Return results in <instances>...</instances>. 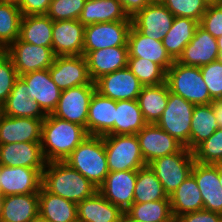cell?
Returning a JSON list of instances; mask_svg holds the SVG:
<instances>
[{"mask_svg":"<svg viewBox=\"0 0 222 222\" xmlns=\"http://www.w3.org/2000/svg\"><path fill=\"white\" fill-rule=\"evenodd\" d=\"M87 136L83 126L47 114L41 133L45 161H64Z\"/></svg>","mask_w":222,"mask_h":222,"instance_id":"obj_1","label":"cell"},{"mask_svg":"<svg viewBox=\"0 0 222 222\" xmlns=\"http://www.w3.org/2000/svg\"><path fill=\"white\" fill-rule=\"evenodd\" d=\"M42 187L76 204L98 191L95 185L64 161L46 163L42 172Z\"/></svg>","mask_w":222,"mask_h":222,"instance_id":"obj_2","label":"cell"},{"mask_svg":"<svg viewBox=\"0 0 222 222\" xmlns=\"http://www.w3.org/2000/svg\"><path fill=\"white\" fill-rule=\"evenodd\" d=\"M64 162L99 188L109 173L103 136L88 135Z\"/></svg>","mask_w":222,"mask_h":222,"instance_id":"obj_3","label":"cell"},{"mask_svg":"<svg viewBox=\"0 0 222 222\" xmlns=\"http://www.w3.org/2000/svg\"><path fill=\"white\" fill-rule=\"evenodd\" d=\"M166 83L170 92L181 96L194 105L214 102L203 80L200 67L186 66L174 61L166 71Z\"/></svg>","mask_w":222,"mask_h":222,"instance_id":"obj_4","label":"cell"},{"mask_svg":"<svg viewBox=\"0 0 222 222\" xmlns=\"http://www.w3.org/2000/svg\"><path fill=\"white\" fill-rule=\"evenodd\" d=\"M103 140L109 171L138 170L146 166L136 134L104 135Z\"/></svg>","mask_w":222,"mask_h":222,"instance_id":"obj_5","label":"cell"},{"mask_svg":"<svg viewBox=\"0 0 222 222\" xmlns=\"http://www.w3.org/2000/svg\"><path fill=\"white\" fill-rule=\"evenodd\" d=\"M194 162L193 152L183 147L179 152L156 158L148 165L169 197L191 174Z\"/></svg>","mask_w":222,"mask_h":222,"instance_id":"obj_6","label":"cell"},{"mask_svg":"<svg viewBox=\"0 0 222 222\" xmlns=\"http://www.w3.org/2000/svg\"><path fill=\"white\" fill-rule=\"evenodd\" d=\"M195 105L169 91L166 109L157 125L190 151V130Z\"/></svg>","mask_w":222,"mask_h":222,"instance_id":"obj_7","label":"cell"},{"mask_svg":"<svg viewBox=\"0 0 222 222\" xmlns=\"http://www.w3.org/2000/svg\"><path fill=\"white\" fill-rule=\"evenodd\" d=\"M132 20L101 22L85 26L83 55L94 50L127 46Z\"/></svg>","mask_w":222,"mask_h":222,"instance_id":"obj_8","label":"cell"},{"mask_svg":"<svg viewBox=\"0 0 222 222\" xmlns=\"http://www.w3.org/2000/svg\"><path fill=\"white\" fill-rule=\"evenodd\" d=\"M4 52L11 58L18 76L23 74L49 69L55 60L52 47L37 46L19 38L11 43Z\"/></svg>","mask_w":222,"mask_h":222,"instance_id":"obj_9","label":"cell"},{"mask_svg":"<svg viewBox=\"0 0 222 222\" xmlns=\"http://www.w3.org/2000/svg\"><path fill=\"white\" fill-rule=\"evenodd\" d=\"M96 85H80L61 91L52 115L83 126L87 132L88 109Z\"/></svg>","mask_w":222,"mask_h":222,"instance_id":"obj_10","label":"cell"},{"mask_svg":"<svg viewBox=\"0 0 222 222\" xmlns=\"http://www.w3.org/2000/svg\"><path fill=\"white\" fill-rule=\"evenodd\" d=\"M48 70L61 91L80 85H95L90 78L84 55L56 56Z\"/></svg>","mask_w":222,"mask_h":222,"instance_id":"obj_11","label":"cell"},{"mask_svg":"<svg viewBox=\"0 0 222 222\" xmlns=\"http://www.w3.org/2000/svg\"><path fill=\"white\" fill-rule=\"evenodd\" d=\"M44 168L8 167L0 165V197L39 193Z\"/></svg>","mask_w":222,"mask_h":222,"instance_id":"obj_12","label":"cell"},{"mask_svg":"<svg viewBox=\"0 0 222 222\" xmlns=\"http://www.w3.org/2000/svg\"><path fill=\"white\" fill-rule=\"evenodd\" d=\"M136 136L146 165L156 158L177 153L184 147L157 124L147 123Z\"/></svg>","mask_w":222,"mask_h":222,"instance_id":"obj_13","label":"cell"},{"mask_svg":"<svg viewBox=\"0 0 222 222\" xmlns=\"http://www.w3.org/2000/svg\"><path fill=\"white\" fill-rule=\"evenodd\" d=\"M96 91L112 100H137L143 85L126 67L101 76L95 81Z\"/></svg>","mask_w":222,"mask_h":222,"instance_id":"obj_14","label":"cell"},{"mask_svg":"<svg viewBox=\"0 0 222 222\" xmlns=\"http://www.w3.org/2000/svg\"><path fill=\"white\" fill-rule=\"evenodd\" d=\"M174 17L161 2H152L138 11L131 19L132 25L142 35L162 41L170 30Z\"/></svg>","mask_w":222,"mask_h":222,"instance_id":"obj_15","label":"cell"},{"mask_svg":"<svg viewBox=\"0 0 222 222\" xmlns=\"http://www.w3.org/2000/svg\"><path fill=\"white\" fill-rule=\"evenodd\" d=\"M136 180L137 170L109 171L98 192L125 212L133 204Z\"/></svg>","mask_w":222,"mask_h":222,"instance_id":"obj_16","label":"cell"},{"mask_svg":"<svg viewBox=\"0 0 222 222\" xmlns=\"http://www.w3.org/2000/svg\"><path fill=\"white\" fill-rule=\"evenodd\" d=\"M26 83V90L42 111L52 114L60 99L61 90L53 82L48 69L32 71L20 76Z\"/></svg>","mask_w":222,"mask_h":222,"instance_id":"obj_17","label":"cell"},{"mask_svg":"<svg viewBox=\"0 0 222 222\" xmlns=\"http://www.w3.org/2000/svg\"><path fill=\"white\" fill-rule=\"evenodd\" d=\"M191 175L195 178L203 199V209L222 214L219 164L194 162Z\"/></svg>","mask_w":222,"mask_h":222,"instance_id":"obj_18","label":"cell"},{"mask_svg":"<svg viewBox=\"0 0 222 222\" xmlns=\"http://www.w3.org/2000/svg\"><path fill=\"white\" fill-rule=\"evenodd\" d=\"M84 30L79 20L54 21L52 50L55 55H83Z\"/></svg>","mask_w":222,"mask_h":222,"instance_id":"obj_19","label":"cell"},{"mask_svg":"<svg viewBox=\"0 0 222 222\" xmlns=\"http://www.w3.org/2000/svg\"><path fill=\"white\" fill-rule=\"evenodd\" d=\"M41 142L0 144V165L8 167L45 168Z\"/></svg>","mask_w":222,"mask_h":222,"instance_id":"obj_20","label":"cell"},{"mask_svg":"<svg viewBox=\"0 0 222 222\" xmlns=\"http://www.w3.org/2000/svg\"><path fill=\"white\" fill-rule=\"evenodd\" d=\"M217 39L198 26L193 39L185 46L177 62L193 67L207 65L218 57Z\"/></svg>","mask_w":222,"mask_h":222,"instance_id":"obj_21","label":"cell"},{"mask_svg":"<svg viewBox=\"0 0 222 222\" xmlns=\"http://www.w3.org/2000/svg\"><path fill=\"white\" fill-rule=\"evenodd\" d=\"M128 46H117L90 51L85 55L88 72L93 82L101 76L127 67Z\"/></svg>","mask_w":222,"mask_h":222,"instance_id":"obj_22","label":"cell"},{"mask_svg":"<svg viewBox=\"0 0 222 222\" xmlns=\"http://www.w3.org/2000/svg\"><path fill=\"white\" fill-rule=\"evenodd\" d=\"M43 120L2 115L0 120V144L41 142Z\"/></svg>","mask_w":222,"mask_h":222,"instance_id":"obj_23","label":"cell"},{"mask_svg":"<svg viewBox=\"0 0 222 222\" xmlns=\"http://www.w3.org/2000/svg\"><path fill=\"white\" fill-rule=\"evenodd\" d=\"M128 57L150 60L167 71L174 60L169 56L162 41L153 40L142 35L133 25L128 35Z\"/></svg>","mask_w":222,"mask_h":222,"instance_id":"obj_24","label":"cell"},{"mask_svg":"<svg viewBox=\"0 0 222 222\" xmlns=\"http://www.w3.org/2000/svg\"><path fill=\"white\" fill-rule=\"evenodd\" d=\"M37 215L38 193L0 197V222H30Z\"/></svg>","mask_w":222,"mask_h":222,"instance_id":"obj_25","label":"cell"},{"mask_svg":"<svg viewBox=\"0 0 222 222\" xmlns=\"http://www.w3.org/2000/svg\"><path fill=\"white\" fill-rule=\"evenodd\" d=\"M116 101L95 91L88 109L87 133L91 136H104L115 123Z\"/></svg>","mask_w":222,"mask_h":222,"instance_id":"obj_26","label":"cell"},{"mask_svg":"<svg viewBox=\"0 0 222 222\" xmlns=\"http://www.w3.org/2000/svg\"><path fill=\"white\" fill-rule=\"evenodd\" d=\"M3 115L20 118L45 119L46 114L42 111L34 99L29 97L25 81L19 76L14 87L1 105Z\"/></svg>","mask_w":222,"mask_h":222,"instance_id":"obj_27","label":"cell"},{"mask_svg":"<svg viewBox=\"0 0 222 222\" xmlns=\"http://www.w3.org/2000/svg\"><path fill=\"white\" fill-rule=\"evenodd\" d=\"M78 222H120L124 212L98 191L77 204Z\"/></svg>","mask_w":222,"mask_h":222,"instance_id":"obj_28","label":"cell"},{"mask_svg":"<svg viewBox=\"0 0 222 222\" xmlns=\"http://www.w3.org/2000/svg\"><path fill=\"white\" fill-rule=\"evenodd\" d=\"M39 215L49 222H78L77 204L43 187L38 193Z\"/></svg>","mask_w":222,"mask_h":222,"instance_id":"obj_29","label":"cell"},{"mask_svg":"<svg viewBox=\"0 0 222 222\" xmlns=\"http://www.w3.org/2000/svg\"><path fill=\"white\" fill-rule=\"evenodd\" d=\"M78 20L87 26L101 22L132 19L118 0H86Z\"/></svg>","mask_w":222,"mask_h":222,"instance_id":"obj_30","label":"cell"},{"mask_svg":"<svg viewBox=\"0 0 222 222\" xmlns=\"http://www.w3.org/2000/svg\"><path fill=\"white\" fill-rule=\"evenodd\" d=\"M168 84L143 86L137 102L144 120L149 124H156L166 109L169 98Z\"/></svg>","mask_w":222,"mask_h":222,"instance_id":"obj_31","label":"cell"},{"mask_svg":"<svg viewBox=\"0 0 222 222\" xmlns=\"http://www.w3.org/2000/svg\"><path fill=\"white\" fill-rule=\"evenodd\" d=\"M146 124L137 100H118L114 127L106 135L137 134Z\"/></svg>","mask_w":222,"mask_h":222,"instance_id":"obj_32","label":"cell"},{"mask_svg":"<svg viewBox=\"0 0 222 222\" xmlns=\"http://www.w3.org/2000/svg\"><path fill=\"white\" fill-rule=\"evenodd\" d=\"M199 22L188 17H174L171 28L162 43L169 56L177 61L185 46L193 39Z\"/></svg>","mask_w":222,"mask_h":222,"instance_id":"obj_33","label":"cell"},{"mask_svg":"<svg viewBox=\"0 0 222 222\" xmlns=\"http://www.w3.org/2000/svg\"><path fill=\"white\" fill-rule=\"evenodd\" d=\"M174 219L178 216L203 210V199L195 178L190 174L169 196Z\"/></svg>","mask_w":222,"mask_h":222,"instance_id":"obj_34","label":"cell"},{"mask_svg":"<svg viewBox=\"0 0 222 222\" xmlns=\"http://www.w3.org/2000/svg\"><path fill=\"white\" fill-rule=\"evenodd\" d=\"M53 23L47 15L22 16L19 39L37 46L52 47Z\"/></svg>","mask_w":222,"mask_h":222,"instance_id":"obj_35","label":"cell"},{"mask_svg":"<svg viewBox=\"0 0 222 222\" xmlns=\"http://www.w3.org/2000/svg\"><path fill=\"white\" fill-rule=\"evenodd\" d=\"M219 128L213 110V102L195 105L190 130V151L193 152Z\"/></svg>","mask_w":222,"mask_h":222,"instance_id":"obj_36","label":"cell"},{"mask_svg":"<svg viewBox=\"0 0 222 222\" xmlns=\"http://www.w3.org/2000/svg\"><path fill=\"white\" fill-rule=\"evenodd\" d=\"M169 199L155 172L146 165L137 170L133 203H145Z\"/></svg>","mask_w":222,"mask_h":222,"instance_id":"obj_37","label":"cell"},{"mask_svg":"<svg viewBox=\"0 0 222 222\" xmlns=\"http://www.w3.org/2000/svg\"><path fill=\"white\" fill-rule=\"evenodd\" d=\"M125 213L130 218L141 222H175L170 199L133 203Z\"/></svg>","mask_w":222,"mask_h":222,"instance_id":"obj_38","label":"cell"},{"mask_svg":"<svg viewBox=\"0 0 222 222\" xmlns=\"http://www.w3.org/2000/svg\"><path fill=\"white\" fill-rule=\"evenodd\" d=\"M22 16L17 4L0 1V51L19 38Z\"/></svg>","mask_w":222,"mask_h":222,"instance_id":"obj_39","label":"cell"},{"mask_svg":"<svg viewBox=\"0 0 222 222\" xmlns=\"http://www.w3.org/2000/svg\"><path fill=\"white\" fill-rule=\"evenodd\" d=\"M127 68L138 78L143 86L166 82V71L157 63L138 57H128Z\"/></svg>","mask_w":222,"mask_h":222,"instance_id":"obj_40","label":"cell"},{"mask_svg":"<svg viewBox=\"0 0 222 222\" xmlns=\"http://www.w3.org/2000/svg\"><path fill=\"white\" fill-rule=\"evenodd\" d=\"M194 160L202 164H222V128L217 129L194 151Z\"/></svg>","mask_w":222,"mask_h":222,"instance_id":"obj_41","label":"cell"},{"mask_svg":"<svg viewBox=\"0 0 222 222\" xmlns=\"http://www.w3.org/2000/svg\"><path fill=\"white\" fill-rule=\"evenodd\" d=\"M161 3L175 17H188L198 22L208 7L204 0H162Z\"/></svg>","mask_w":222,"mask_h":222,"instance_id":"obj_42","label":"cell"},{"mask_svg":"<svg viewBox=\"0 0 222 222\" xmlns=\"http://www.w3.org/2000/svg\"><path fill=\"white\" fill-rule=\"evenodd\" d=\"M86 0H52L48 13L53 21L78 20Z\"/></svg>","mask_w":222,"mask_h":222,"instance_id":"obj_43","label":"cell"},{"mask_svg":"<svg viewBox=\"0 0 222 222\" xmlns=\"http://www.w3.org/2000/svg\"><path fill=\"white\" fill-rule=\"evenodd\" d=\"M18 77L11 58L4 51H0V106L10 95Z\"/></svg>","mask_w":222,"mask_h":222,"instance_id":"obj_44","label":"cell"},{"mask_svg":"<svg viewBox=\"0 0 222 222\" xmlns=\"http://www.w3.org/2000/svg\"><path fill=\"white\" fill-rule=\"evenodd\" d=\"M203 80L207 85L210 97L214 100H222V63L215 60L200 67Z\"/></svg>","mask_w":222,"mask_h":222,"instance_id":"obj_45","label":"cell"},{"mask_svg":"<svg viewBox=\"0 0 222 222\" xmlns=\"http://www.w3.org/2000/svg\"><path fill=\"white\" fill-rule=\"evenodd\" d=\"M199 26L216 39L222 35V2L208 5Z\"/></svg>","mask_w":222,"mask_h":222,"instance_id":"obj_46","label":"cell"},{"mask_svg":"<svg viewBox=\"0 0 222 222\" xmlns=\"http://www.w3.org/2000/svg\"><path fill=\"white\" fill-rule=\"evenodd\" d=\"M52 0H21L18 4L23 16L46 15Z\"/></svg>","mask_w":222,"mask_h":222,"instance_id":"obj_47","label":"cell"},{"mask_svg":"<svg viewBox=\"0 0 222 222\" xmlns=\"http://www.w3.org/2000/svg\"><path fill=\"white\" fill-rule=\"evenodd\" d=\"M175 222H222V214L203 209L180 215Z\"/></svg>","mask_w":222,"mask_h":222,"instance_id":"obj_48","label":"cell"},{"mask_svg":"<svg viewBox=\"0 0 222 222\" xmlns=\"http://www.w3.org/2000/svg\"><path fill=\"white\" fill-rule=\"evenodd\" d=\"M129 17H133L138 11L142 10L147 5H150L152 0H118Z\"/></svg>","mask_w":222,"mask_h":222,"instance_id":"obj_49","label":"cell"},{"mask_svg":"<svg viewBox=\"0 0 222 222\" xmlns=\"http://www.w3.org/2000/svg\"><path fill=\"white\" fill-rule=\"evenodd\" d=\"M213 110L216 117V121L220 128H222V101L217 100L213 102Z\"/></svg>","mask_w":222,"mask_h":222,"instance_id":"obj_50","label":"cell"},{"mask_svg":"<svg viewBox=\"0 0 222 222\" xmlns=\"http://www.w3.org/2000/svg\"><path fill=\"white\" fill-rule=\"evenodd\" d=\"M217 44H218V57L217 60H219L222 63V35L217 38Z\"/></svg>","mask_w":222,"mask_h":222,"instance_id":"obj_51","label":"cell"},{"mask_svg":"<svg viewBox=\"0 0 222 222\" xmlns=\"http://www.w3.org/2000/svg\"><path fill=\"white\" fill-rule=\"evenodd\" d=\"M120 222H141V221L134 220V219L130 218V217L124 212V214H123Z\"/></svg>","mask_w":222,"mask_h":222,"instance_id":"obj_52","label":"cell"},{"mask_svg":"<svg viewBox=\"0 0 222 222\" xmlns=\"http://www.w3.org/2000/svg\"><path fill=\"white\" fill-rule=\"evenodd\" d=\"M30 222H49V221L46 220L45 218L41 217L40 215H37Z\"/></svg>","mask_w":222,"mask_h":222,"instance_id":"obj_53","label":"cell"},{"mask_svg":"<svg viewBox=\"0 0 222 222\" xmlns=\"http://www.w3.org/2000/svg\"><path fill=\"white\" fill-rule=\"evenodd\" d=\"M220 189L222 190V164H219Z\"/></svg>","mask_w":222,"mask_h":222,"instance_id":"obj_54","label":"cell"},{"mask_svg":"<svg viewBox=\"0 0 222 222\" xmlns=\"http://www.w3.org/2000/svg\"><path fill=\"white\" fill-rule=\"evenodd\" d=\"M208 5L221 3L222 0H204Z\"/></svg>","mask_w":222,"mask_h":222,"instance_id":"obj_55","label":"cell"},{"mask_svg":"<svg viewBox=\"0 0 222 222\" xmlns=\"http://www.w3.org/2000/svg\"><path fill=\"white\" fill-rule=\"evenodd\" d=\"M0 1L9 2V3H15L17 5L21 2V0H0Z\"/></svg>","mask_w":222,"mask_h":222,"instance_id":"obj_56","label":"cell"},{"mask_svg":"<svg viewBox=\"0 0 222 222\" xmlns=\"http://www.w3.org/2000/svg\"><path fill=\"white\" fill-rule=\"evenodd\" d=\"M2 115H3V112H2V109H1V106H0V120H1Z\"/></svg>","mask_w":222,"mask_h":222,"instance_id":"obj_57","label":"cell"},{"mask_svg":"<svg viewBox=\"0 0 222 222\" xmlns=\"http://www.w3.org/2000/svg\"><path fill=\"white\" fill-rule=\"evenodd\" d=\"M153 2H161L162 0H152Z\"/></svg>","mask_w":222,"mask_h":222,"instance_id":"obj_58","label":"cell"}]
</instances>
